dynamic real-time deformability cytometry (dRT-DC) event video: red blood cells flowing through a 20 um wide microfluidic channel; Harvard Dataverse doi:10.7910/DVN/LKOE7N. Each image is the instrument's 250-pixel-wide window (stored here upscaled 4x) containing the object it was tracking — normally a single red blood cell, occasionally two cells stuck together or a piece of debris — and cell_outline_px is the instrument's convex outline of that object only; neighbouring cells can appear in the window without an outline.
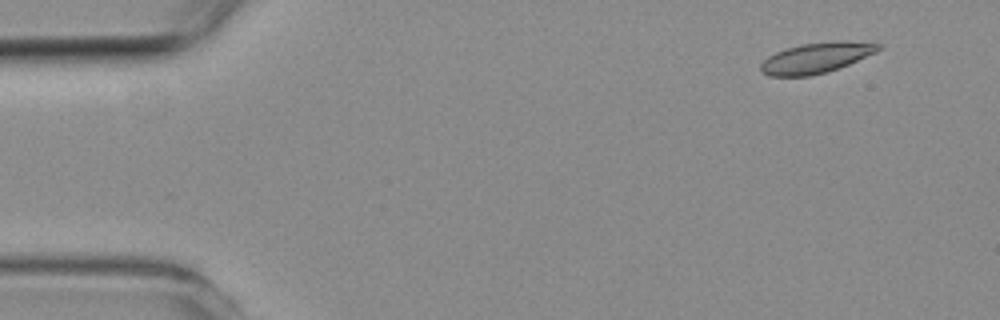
{"species": "common noctule bat (a hibernating species)", "species_latin": "Nyctalus noctula", "temperature_condition": "room temperature", "stored_images_in_passage": 4, "camera_frame_rate_fps": 3000, "um_per_image_px": 0.085, "animal": {"sex": "female", "body_mass_g": 19.3, "forearm_length_mm": 54.1}, "frame": {"image": 1, "passage_image": 1, "time_ms": 0.0, "image_size_px": [1000, 320], "cell_outline_px": [[884, 48], [876, 52], [840, 68], [828, 72], [812, 76], [768, 76], [760, 68], [760, 64], [768, 56], [784, 48], [800, 44], [840, 40], [848, 40], [884, 44]], "centroid_in_image_um": [69.43, 4.9], "position_along_channel_um": 15.6, "area_um2": 21.27}}